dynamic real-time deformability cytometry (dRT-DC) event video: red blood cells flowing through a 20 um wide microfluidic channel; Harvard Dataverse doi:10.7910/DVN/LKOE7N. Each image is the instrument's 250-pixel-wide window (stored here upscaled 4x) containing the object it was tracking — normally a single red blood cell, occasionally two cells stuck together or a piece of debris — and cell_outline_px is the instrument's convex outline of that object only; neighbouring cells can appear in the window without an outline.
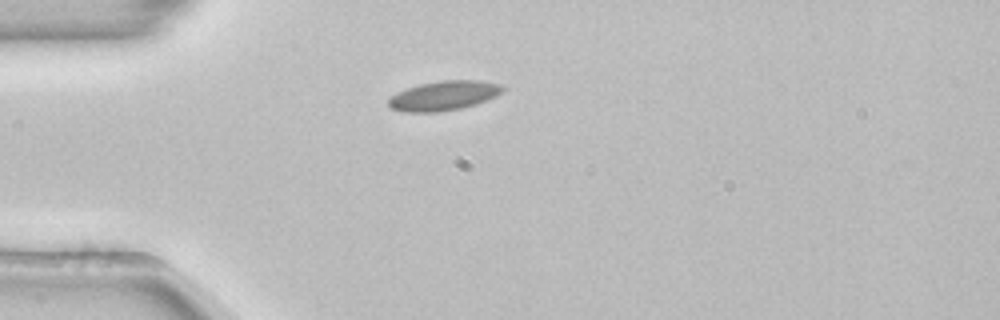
{"species": "common noctule bat (a hibernating species)", "species_latin": "Nyctalus noctula", "temperature_condition": "room temperature", "stored_images_in_passage": 40, "camera_frame_rate_fps": 3000, "um_per_image_px": 0.085, "animal": {"sex": "female", "body_mass_g": 22.7, "forearm_length_mm": 54.2}, "frame": {"image": 1, "passage_image": 1, "time_ms": 0.0, "image_size_px": [1000, 320], "cell_outline_px": [[504, 88], [496, 96], [460, 108], [436, 112], [404, 112], [392, 108], [388, 104], [388, 100], [396, 92], [420, 84], [440, 80], [480, 80], [500, 84]], "centroid_in_image_um": [37.69, 8.12], "position_along_channel_um": 47.3, "area_um2": 19.31}, "authors_computed_cell_mechanics": {"area_um2": 18.2937, "velocity_mm_per_s": 3.8542, "shape_relaxation_time_tau1_ms": 5.1418, "shape_relaxation_time_tau2_ms": null, "deformation_change_tau1": 0.0859, "deformation_change_tau2": null}}